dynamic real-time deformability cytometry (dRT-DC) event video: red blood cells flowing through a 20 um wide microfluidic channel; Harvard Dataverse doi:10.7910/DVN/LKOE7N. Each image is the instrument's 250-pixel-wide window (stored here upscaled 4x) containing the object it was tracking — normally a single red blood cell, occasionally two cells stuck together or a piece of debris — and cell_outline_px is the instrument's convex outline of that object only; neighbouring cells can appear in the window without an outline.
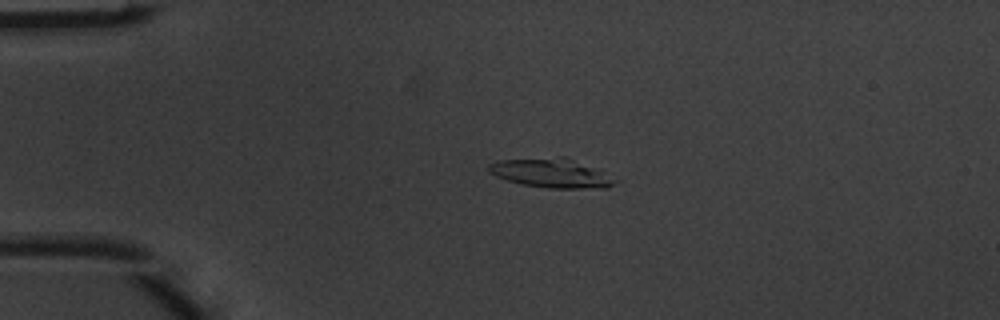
{"species": "common noctule bat (a hibernating species)", "species_latin": "Nyctalus noctula", "temperature_condition": "warm", "stored_images_in_passage": 5, "camera_frame_rate_fps": 3000, "um_per_image_px": 0.085, "animal": {"sex": "male", "body_mass_g": 20.1, "forearm_length_mm": 53.5}, "frame": {"image": 1, "passage_image": 3, "time_ms": 0.667, "image_size_px": [1000, 320], "cell_outline_px": [[620, 180], [608, 188], [548, 188], [520, 184], [496, 176], [488, 172], [488, 164], [500, 160], [560, 156], [568, 156], [600, 168]], "centroid_in_image_um": [46.97, 14.69], "position_along_channel_um": 38.0, "area_um2": 22.2}}